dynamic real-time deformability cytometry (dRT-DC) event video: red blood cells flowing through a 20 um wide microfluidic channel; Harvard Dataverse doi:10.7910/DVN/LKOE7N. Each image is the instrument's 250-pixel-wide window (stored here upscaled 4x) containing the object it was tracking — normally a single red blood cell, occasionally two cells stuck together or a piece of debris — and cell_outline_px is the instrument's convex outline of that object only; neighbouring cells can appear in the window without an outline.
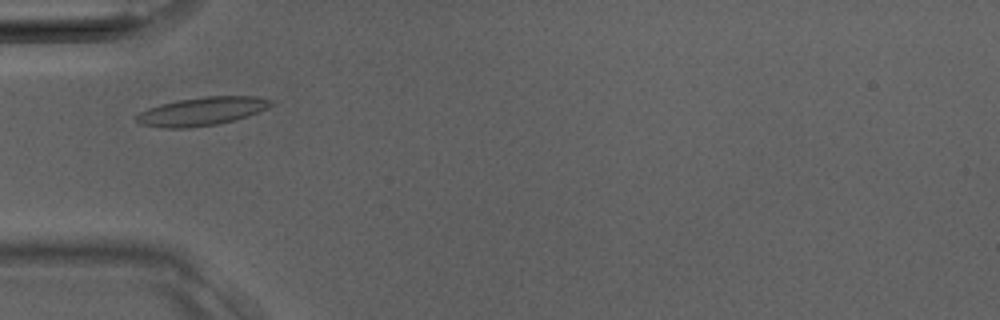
{"species": "Egyptian fruit bat (a non-hibernating species)", "species_latin": "Rousettus aegyptiacus", "temperature_condition": "room temperature", "stored_images_in_passage": 33, "camera_frame_rate_fps": 3000, "um_per_image_px": 0.085, "animal": {"sex": "male"}, "frame": {"image": 1, "passage_image": 7, "time_ms": 2.0, "image_size_px": [1000, 320], "cell_outline_px": [[272, 104], [268, 108], [248, 116], [216, 124], [188, 128], [164, 128], [140, 124], [136, 120], [136, 116], [140, 112], [148, 108], [160, 104], [176, 100], [208, 96], [256, 96], [272, 100]], "centroid_in_image_um": [17.15, 9.46], "position_along_channel_um": 67.9, "area_um2": 22.14}}
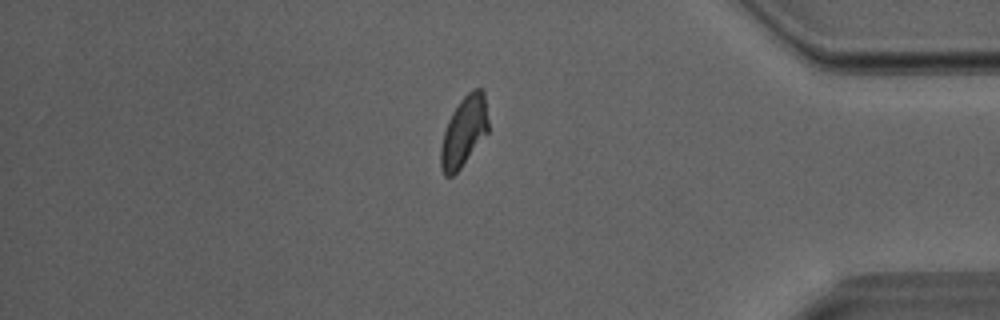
{"frame": {"image": 2, "passage_image": 27, "time_ms": 8.667, "image_size_px": [1000, 320], "cell_outline_px": [[488, 132], [460, 168], [452, 176], [444, 176], [440, 168], [440, 148], [444, 132], [448, 120], [452, 112], [460, 100], [472, 88], [480, 88], [484, 92], [488, 120]], "centroid_in_image_um": [39.42, 11.17], "position_along_channel_um": 395.8, "area_um2": 19.36}}
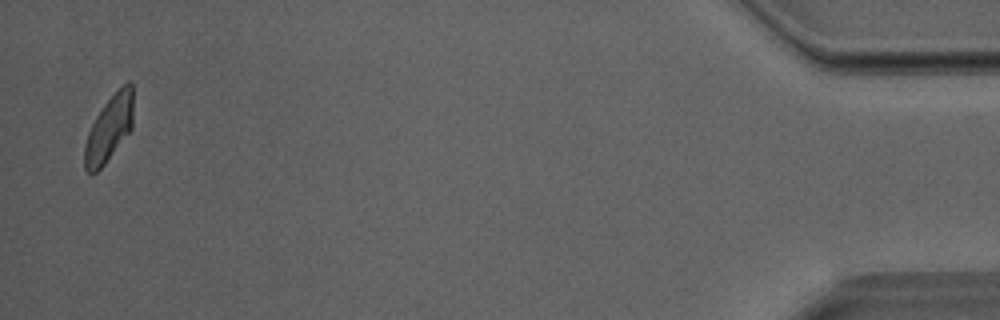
{"frame": {"image": 3, "passage_image": 32, "time_ms": 10.333, "image_size_px": [1000, 320], "cell_outline_px": [[132, 128], [104, 164], [96, 172], [88, 172], [84, 168], [84, 144], [88, 132], [96, 116], [104, 104], [128, 80], [132, 80]], "centroid_in_image_um": [9.26, 10.92], "position_along_channel_um": 425.9, "area_um2": 18.32}}